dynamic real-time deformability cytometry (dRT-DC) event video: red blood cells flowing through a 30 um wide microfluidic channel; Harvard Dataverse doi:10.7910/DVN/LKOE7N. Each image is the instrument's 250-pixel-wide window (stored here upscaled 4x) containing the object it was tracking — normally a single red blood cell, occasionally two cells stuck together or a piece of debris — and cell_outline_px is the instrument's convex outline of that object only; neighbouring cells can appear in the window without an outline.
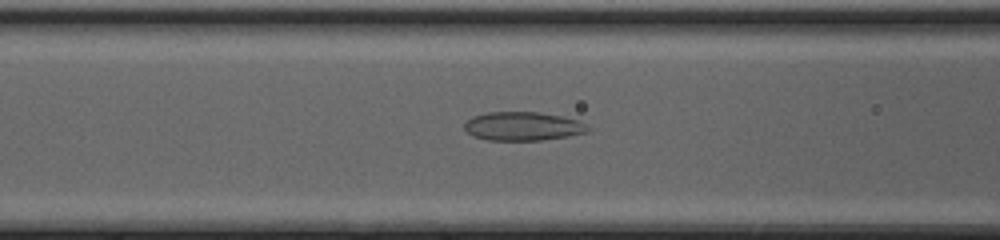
{"species": "common noctule bat (a hibernating species)", "species_latin": "Nyctalus noctula", "temperature_condition": "cold", "stored_images_in_passage": 38, "camera_frame_rate_fps": 3000, "um_per_image_px": 0.085, "animal": {"sex": "female", "body_mass_g": 20.0, "forearm_length_mm": 54.0}, "frame": {"image": 1, "passage_image": 11, "time_ms": 3.333, "image_size_px": [1000, 240], "cell_outline_px": [[592, 128], [588, 132], [568, 136], [540, 140], [488, 140], [472, 136], [464, 128], [464, 124], [472, 116], [488, 112], [536, 112], [560, 116], [576, 120]], "centroid_in_image_um": [44.42, 10.73], "position_along_channel_um": 122.2, "area_um2": 20.52}}
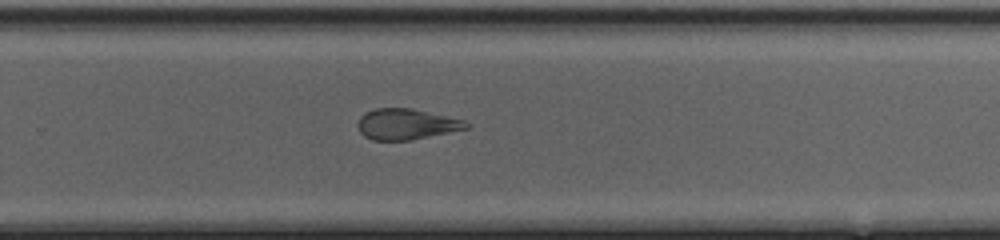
{"frame": {"image": 2, "passage_image": 23, "time_ms": 7.333, "image_size_px": [1000, 240], "cell_outline_px": [[468, 128], [412, 140], [372, 140], [364, 136], [360, 132], [356, 124], [360, 116], [364, 112], [376, 108], [412, 108], [464, 120], [468, 124]], "centroid_in_image_um": [34.48, 10.55], "position_along_channel_um": 295.3, "area_um2": 19.48}}
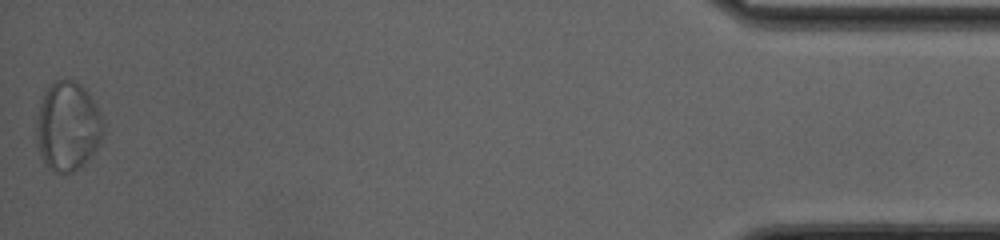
{"frame": {"image": 3, "passage_image": 38, "time_ms": 12.333, "image_size_px": [1000, 240], "cell_outline_px": [[104, 132], [100, 140], [84, 164], [80, 168], [72, 172], [52, 172], [40, 156], [36, 136], [36, 124], [40, 104], [44, 92], [56, 80], [72, 80], [80, 84], [88, 92], [96, 104], [100, 112], [104, 124]], "centroid_in_image_um": [5.75, 10.74], "position_along_channel_um": 429.4, "area_um2": 34.56}, "authors_computed_cell_mechanics": {"area_um2": 22.1663, "velocity_mm_per_s": 4.3319, "shape_relaxation_time_tau1_ms": null, "shape_relaxation_time_tau2_ms": 1.3756, "deformation_change_tau1": null, "deformation_change_tau2": 0.0795}}